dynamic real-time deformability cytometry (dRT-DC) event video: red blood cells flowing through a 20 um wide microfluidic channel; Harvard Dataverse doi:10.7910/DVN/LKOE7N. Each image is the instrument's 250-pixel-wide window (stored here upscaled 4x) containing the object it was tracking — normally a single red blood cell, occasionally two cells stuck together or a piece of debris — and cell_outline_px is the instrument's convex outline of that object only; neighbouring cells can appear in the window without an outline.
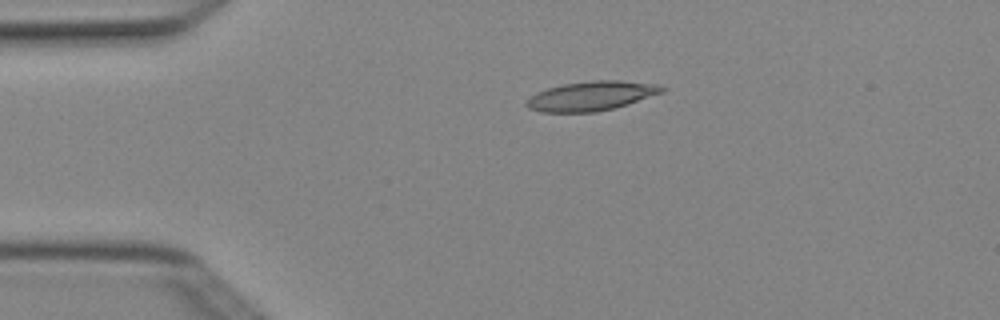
{"species": "Egyptian fruit bat (a non-hibernating species)", "species_latin": "Rousettus aegyptiacus", "temperature_condition": "cold", "stored_images_in_passage": 4, "camera_frame_rate_fps": 3000, "um_per_image_px": 0.085, "animal": {"sex": "female"}, "frame": {"image": 1, "passage_image": 3, "time_ms": 0.667, "image_size_px": [1000, 320], "cell_outline_px": [[668, 88], [664, 92], [628, 104], [596, 112], [540, 112], [528, 108], [524, 104], [524, 100], [536, 92], [548, 88], [564, 84], [592, 80], [620, 80], [660, 84]], "centroid_in_image_um": [50.27, 8.15], "position_along_channel_um": 34.7, "area_um2": 23.47}}